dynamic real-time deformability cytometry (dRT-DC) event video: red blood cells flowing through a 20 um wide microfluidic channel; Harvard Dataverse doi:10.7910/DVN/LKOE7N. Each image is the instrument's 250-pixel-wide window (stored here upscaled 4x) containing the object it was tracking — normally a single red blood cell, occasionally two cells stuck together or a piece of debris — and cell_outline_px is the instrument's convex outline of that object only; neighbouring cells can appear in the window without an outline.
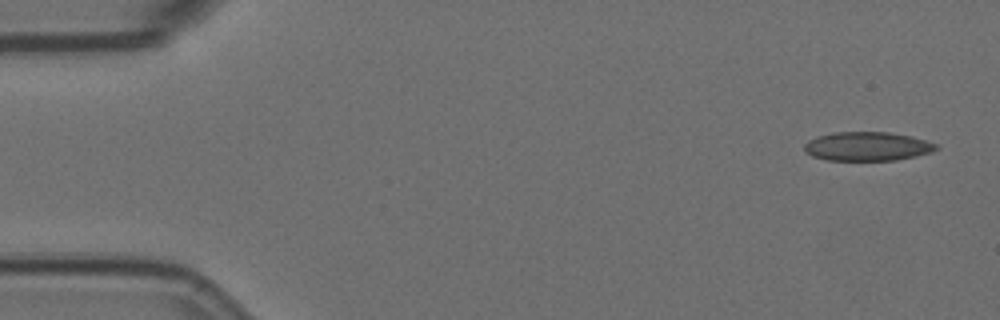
{"species": "Egyptian fruit bat (a non-hibernating species)", "species_latin": "Rousettus aegyptiacus", "temperature_condition": "room temperature", "stored_images_in_passage": 2, "camera_frame_rate_fps": 3000, "um_per_image_px": 0.085, "animal": {"sex": "female"}, "frame": {"image": 1, "passage_image": 1, "time_ms": 0.0, "image_size_px": [1000, 320], "cell_outline_px": [[940, 148], [932, 152], [916, 156], [896, 160], [828, 160], [812, 156], [804, 152], [804, 144], [808, 140], [816, 136], [832, 132], [888, 132], [912, 136], [936, 144]], "centroid_in_image_um": [73.7, 12.44], "position_along_channel_um": 11.3, "area_um2": 22.37}}
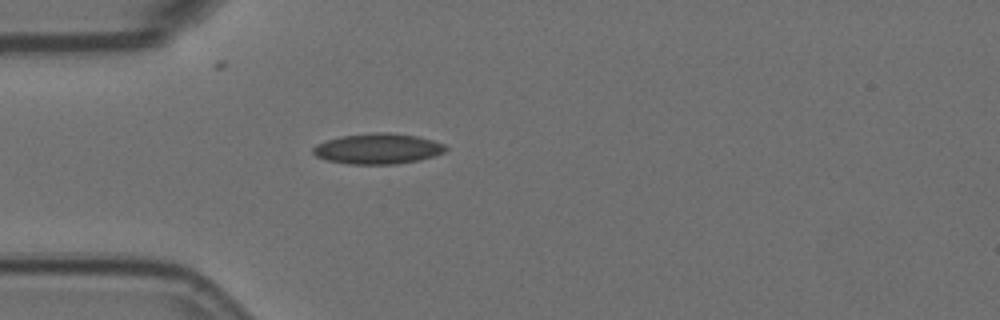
{"frame": {"image": 2, "passage_image": 2, "time_ms": 0.333, "image_size_px": [1000, 320], "cell_outline_px": [[448, 148], [444, 152], [420, 160], [396, 164], [348, 164], [328, 160], [316, 156], [312, 152], [312, 148], [316, 144], [340, 136], [376, 132], [388, 132], [416, 136], [432, 140], [444, 144]], "centroid_in_image_um": [32.11, 12.64], "position_along_channel_um": 52.9, "area_um2": 23.52}}